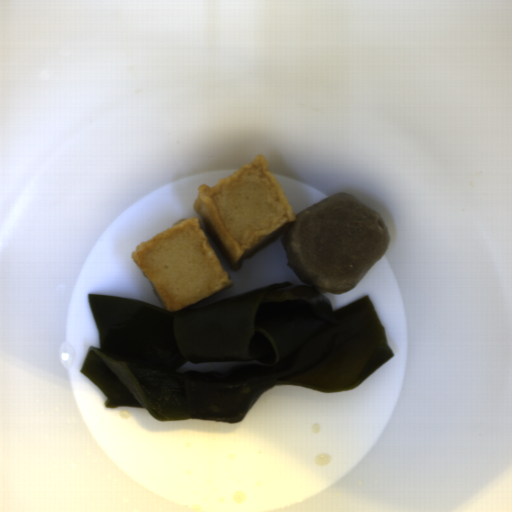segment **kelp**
Here are the masks:
<instances>
[{
	"instance_id": "99668d17",
	"label": "kelp",
	"mask_w": 512,
	"mask_h": 512,
	"mask_svg": "<svg viewBox=\"0 0 512 512\" xmlns=\"http://www.w3.org/2000/svg\"><path fill=\"white\" fill-rule=\"evenodd\" d=\"M87 301L99 347L89 346L80 372L106 408L140 407L160 421L238 422L277 385L353 390L394 355L369 296L333 312L323 292L289 281L172 313L125 297ZM187 361L266 366L178 373Z\"/></svg>"
}]
</instances>
